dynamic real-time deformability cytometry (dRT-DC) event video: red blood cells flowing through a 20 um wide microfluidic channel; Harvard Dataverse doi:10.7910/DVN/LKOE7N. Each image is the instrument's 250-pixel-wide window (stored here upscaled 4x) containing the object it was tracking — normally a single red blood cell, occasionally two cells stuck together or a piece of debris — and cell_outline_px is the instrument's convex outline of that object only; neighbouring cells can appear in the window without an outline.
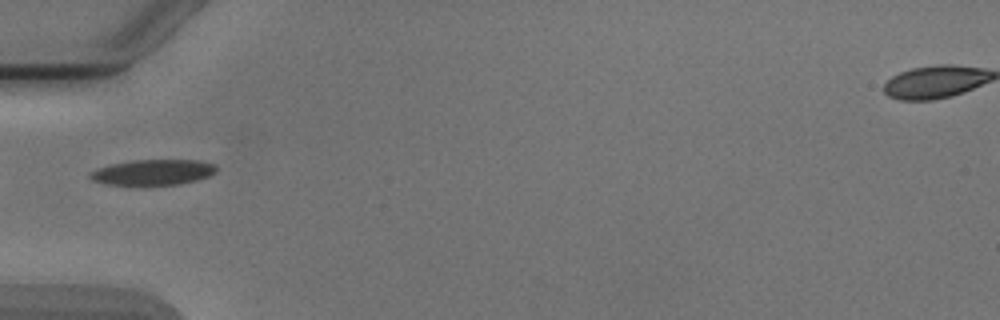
{"species": "Egyptian fruit bat (a non-hibernating species)", "species_latin": "Rousettus aegyptiacus", "temperature_condition": "cold", "stored_images_in_passage": 1, "camera_frame_rate_fps": 3000, "um_per_image_px": 0.085, "animal": {"sex": "male"}, "frame": {"image": 1, "passage_image": 1, "time_ms": 0.0, "image_size_px": [1000, 320], "cell_outline_px": [[216, 172], [208, 176], [196, 180], [180, 184], [144, 188], [136, 188], [104, 184], [92, 180], [88, 176], [88, 172], [96, 168], [108, 164], [132, 160], [200, 160], [216, 164]], "centroid_in_image_um": [12.91, 14.69], "position_along_channel_um": 72.1, "area_um2": 20.06}}